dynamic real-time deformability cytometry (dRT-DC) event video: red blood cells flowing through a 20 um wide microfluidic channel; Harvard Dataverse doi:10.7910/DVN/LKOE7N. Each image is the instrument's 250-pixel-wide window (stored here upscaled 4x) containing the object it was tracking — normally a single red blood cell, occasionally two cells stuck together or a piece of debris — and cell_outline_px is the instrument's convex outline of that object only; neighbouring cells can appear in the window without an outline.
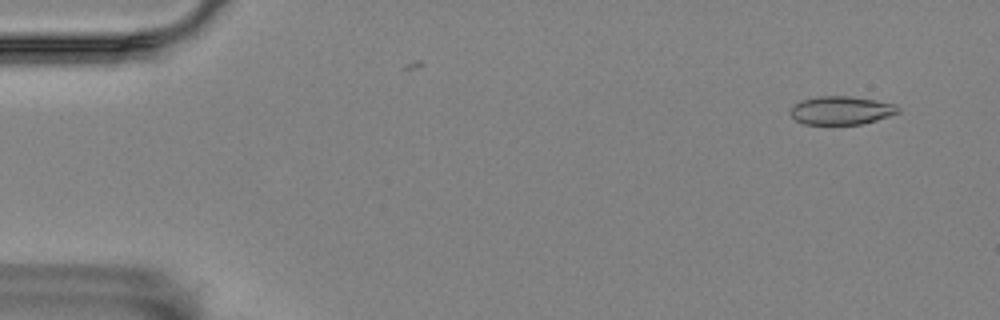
{"species": "Egyptian fruit bat (a non-hibernating species)", "species_latin": "Rousettus aegyptiacus", "temperature_condition": "room temperature", "stored_images_in_passage": 6, "camera_frame_rate_fps": 3000, "um_per_image_px": 0.085, "animal": {"sex": "female"}, "frame": {"image": 1, "passage_image": 3, "time_ms": 0.667, "image_size_px": [1000, 320], "cell_outline_px": [[900, 112], [864, 124], [804, 124], [796, 120], [788, 112], [788, 108], [792, 104], [800, 100], [820, 96], [848, 96], [896, 104], [900, 108]], "centroid_in_image_um": [71.45, 9.38], "position_along_channel_um": 13.6, "area_um2": 17.92}}